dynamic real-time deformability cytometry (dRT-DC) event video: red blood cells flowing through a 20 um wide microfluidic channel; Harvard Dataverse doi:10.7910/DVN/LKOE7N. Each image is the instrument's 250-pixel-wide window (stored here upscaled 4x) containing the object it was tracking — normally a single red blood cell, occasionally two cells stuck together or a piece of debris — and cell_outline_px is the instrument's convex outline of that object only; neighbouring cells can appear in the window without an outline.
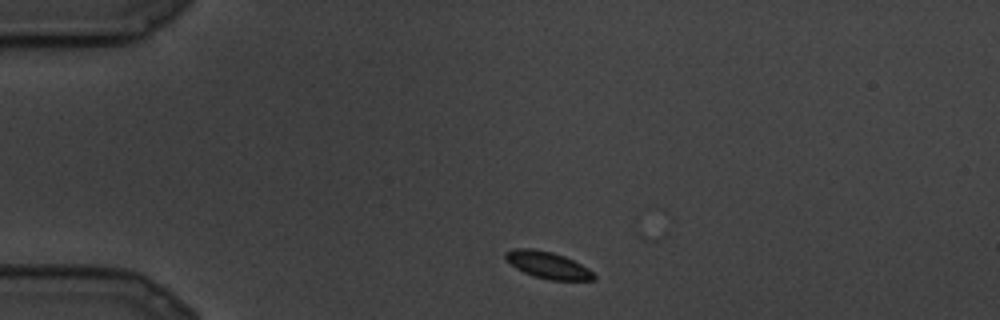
{"species": "common noctule bat (a hibernating species)", "species_latin": "Nyctalus noctula", "temperature_condition": "cold", "stored_images_in_passage": 3, "camera_frame_rate_fps": 3000, "um_per_image_px": 0.085, "animal": {"sex": "male", "body_mass_g": 19.5, "forearm_length_mm": 54.6}, "frame": {"image": 1, "passage_image": 1, "time_ms": 0.0, "image_size_px": [1000, 320], "cell_outline_px": [[596, 280], [548, 280], [532, 276], [516, 268], [504, 256], [504, 252], [512, 248], [532, 248], [552, 252], [564, 256], [588, 268], [596, 276]], "centroid_in_image_um": [46.55, 22.53], "position_along_channel_um": 38.4, "area_um2": 13.81}}